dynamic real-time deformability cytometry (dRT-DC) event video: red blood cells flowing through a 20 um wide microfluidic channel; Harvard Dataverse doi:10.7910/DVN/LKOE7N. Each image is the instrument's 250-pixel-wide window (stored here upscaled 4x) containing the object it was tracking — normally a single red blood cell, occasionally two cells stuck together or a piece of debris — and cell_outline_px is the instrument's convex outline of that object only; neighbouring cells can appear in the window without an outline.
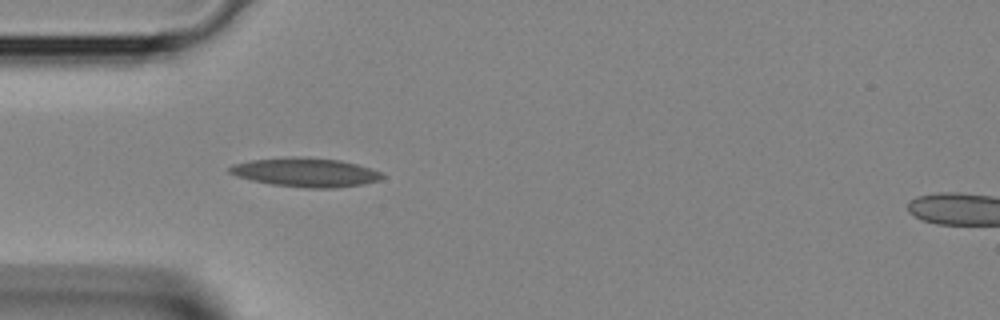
{"species": "Egyptian fruit bat (a non-hibernating species)", "species_latin": "Rousettus aegyptiacus", "temperature_condition": "room temperature", "stored_images_in_passage": 2, "segment_of_instrument_passage": [1, 2], "camera_frame_rate_fps": 3000, "um_per_image_px": 0.085, "animal": {"sex": "female"}, "frame": {"image": 1, "passage_image": 1, "time_ms": 0.0, "image_size_px": [1000, 320], "cell_outline_px": [[384, 176], [380, 180], [364, 184], [336, 188], [308, 188], [272, 184], [252, 180], [236, 176], [228, 172], [228, 168], [232, 164], [252, 160], [288, 156], [308, 156], [340, 160], [356, 164], [384, 172]], "centroid_in_image_um": [26.0, 14.64], "position_along_channel_um": 59.0, "area_um2": 26.07}}